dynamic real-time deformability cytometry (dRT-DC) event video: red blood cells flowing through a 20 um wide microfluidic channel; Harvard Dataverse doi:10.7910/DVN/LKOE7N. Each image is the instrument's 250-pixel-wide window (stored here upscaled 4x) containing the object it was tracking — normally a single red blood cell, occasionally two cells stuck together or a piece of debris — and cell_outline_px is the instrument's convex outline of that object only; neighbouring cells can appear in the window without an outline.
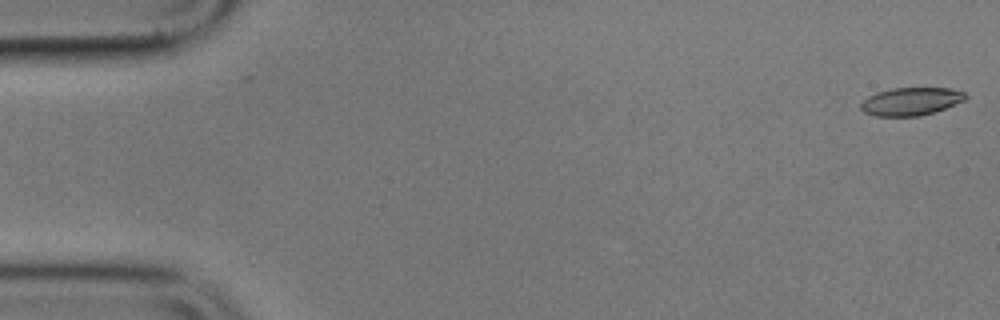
{"species": "common noctule bat (a hibernating species)", "species_latin": "Nyctalus noctula", "temperature_condition": "cold", "stored_images_in_passage": 57, "camera_frame_rate_fps": 3000, "um_per_image_px": 0.085, "animal": {"sex": "male", "body_mass_g": 17.9}, "frame": {"image": 1, "passage_image": 1, "time_ms": 0.0, "image_size_px": [1000, 320], "cell_outline_px": [[968, 96], [964, 100], [944, 108], [920, 116], [876, 116], [864, 112], [860, 108], [860, 104], [868, 96], [876, 92], [892, 88], [952, 88], [964, 92]], "centroid_in_image_um": [77.41, 8.61], "position_along_channel_um": 7.6, "area_um2": 16.94}}
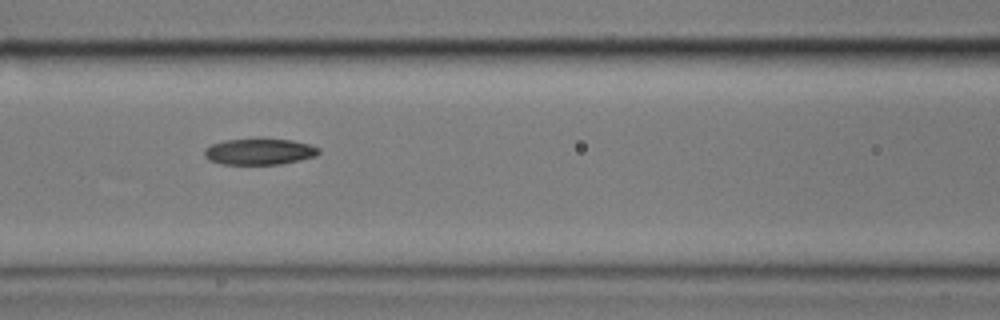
{"frame": {"image": 2, "passage_image": 24, "time_ms": 7.667, "image_size_px": [1000, 320], "cell_outline_px": [[320, 152], [316, 156], [300, 160], [280, 164], [220, 164], [208, 160], [204, 156], [204, 148], [212, 144], [224, 140], [292, 140], [308, 144], [320, 148]], "centroid_in_image_um": [22.03, 12.91], "position_along_channel_um": 144.6, "area_um2": 17.22}}
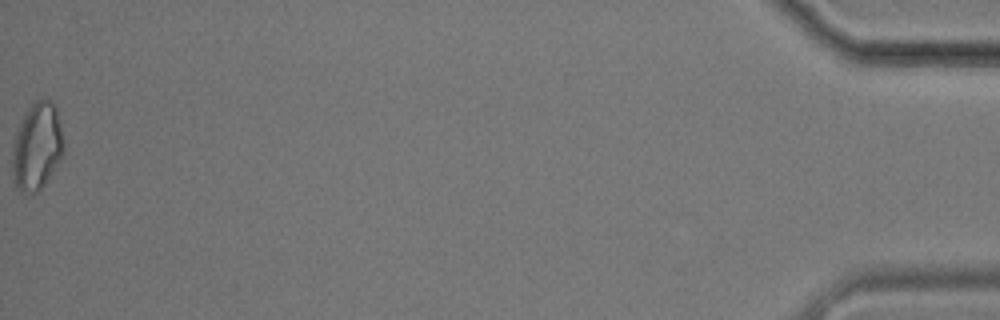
{"frame": {"image": 3, "passage_image": 57, "time_ms": 18.667, "image_size_px": [1000, 320], "cell_outline_px": [[64, 148], [60, 156], [44, 184], [32, 196], [20, 192], [16, 184], [12, 172], [12, 140], [20, 120], [24, 112], [36, 100], [48, 100], [56, 108], [64, 144]], "centroid_in_image_um": [3.08, 12.46], "position_along_channel_um": 432.1, "area_um2": 25.89}, "authors_computed_cell_mechanics": {"area_um2": 18.3804, "velocity_mm_per_s": 3.5223, "shape_relaxation_time_tau1_ms": null, "shape_relaxation_time_tau2_ms": 8.3933, "deformation_change_tau1": null, "deformation_change_tau2": 0.1574}}